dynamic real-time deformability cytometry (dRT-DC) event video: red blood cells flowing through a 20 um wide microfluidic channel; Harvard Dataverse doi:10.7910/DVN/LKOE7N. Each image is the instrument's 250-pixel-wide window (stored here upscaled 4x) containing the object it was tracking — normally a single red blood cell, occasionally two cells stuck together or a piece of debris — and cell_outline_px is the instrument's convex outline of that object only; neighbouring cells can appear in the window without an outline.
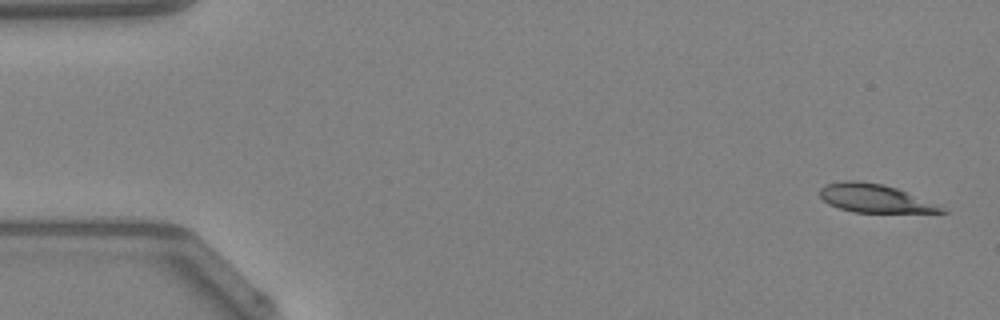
{"species": "Egyptian fruit bat (a non-hibernating species)", "species_latin": "Rousettus aegyptiacus", "temperature_condition": "warm", "stored_images_in_passage": 47, "camera_frame_rate_fps": 3000, "um_per_image_px": 0.085, "animal": {"sex": "female"}, "frame": {"image": 1, "passage_image": 1, "time_ms": 0.0, "image_size_px": [1000, 320], "cell_outline_px": [[948, 212], [856, 212], [840, 208], [828, 204], [820, 196], [820, 188], [828, 184], [844, 180], [856, 180], [884, 184], [896, 188], [940, 208]], "centroid_in_image_um": [74.2, 16.84], "position_along_channel_um": 10.8, "area_um2": 19.19}}
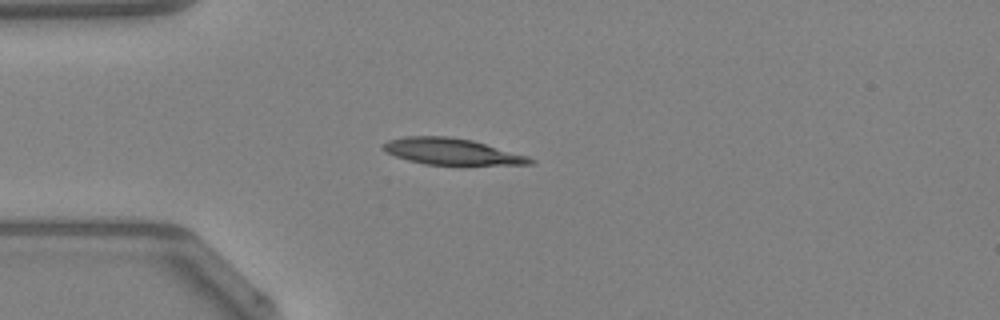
{"frame": {"image": 2, "passage_image": 12, "time_ms": 3.667, "image_size_px": [1000, 320], "cell_outline_px": [[536, 164], [464, 168], [424, 164], [408, 160], [384, 152], [380, 148], [380, 144], [388, 140], [404, 136], [448, 136], [472, 140], [528, 156], [536, 160]], "centroid_in_image_um": [38.46, 12.94], "position_along_channel_um": 46.5, "area_um2": 24.1}}
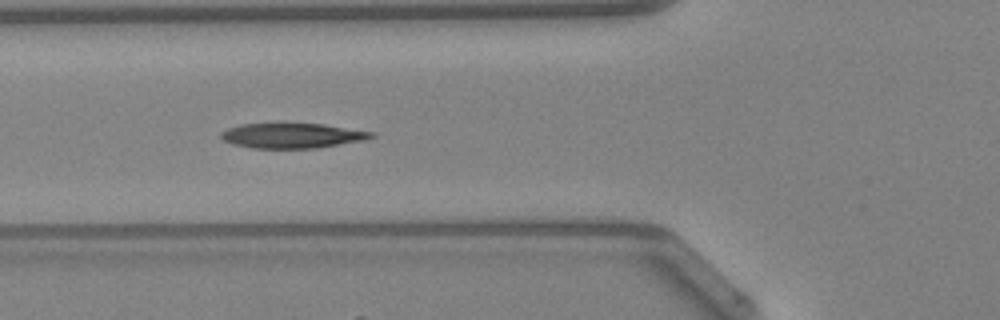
{"frame": {"image": 3, "passage_image": 17, "time_ms": 5.333, "image_size_px": [1000, 320], "cell_outline_px": [[376, 136], [364, 140], [316, 148], [252, 148], [232, 144], [224, 140], [220, 136], [220, 132], [228, 128], [240, 124], [284, 120], [324, 124], [372, 132]], "centroid_in_image_um": [24.76, 11.47], "position_along_channel_um": 101.0, "area_um2": 22.89}, "authors_computed_cell_mechanics": {"area_um2": 22.1952, "velocity_mm_per_s": 4.2578, "shape_relaxation_time_tau1_ms": 8.6519, "shape_relaxation_time_tau2_ms": 3.6737, "deformation_change_tau1": 0.2083, "deformation_change_tau2": 0.0986}}